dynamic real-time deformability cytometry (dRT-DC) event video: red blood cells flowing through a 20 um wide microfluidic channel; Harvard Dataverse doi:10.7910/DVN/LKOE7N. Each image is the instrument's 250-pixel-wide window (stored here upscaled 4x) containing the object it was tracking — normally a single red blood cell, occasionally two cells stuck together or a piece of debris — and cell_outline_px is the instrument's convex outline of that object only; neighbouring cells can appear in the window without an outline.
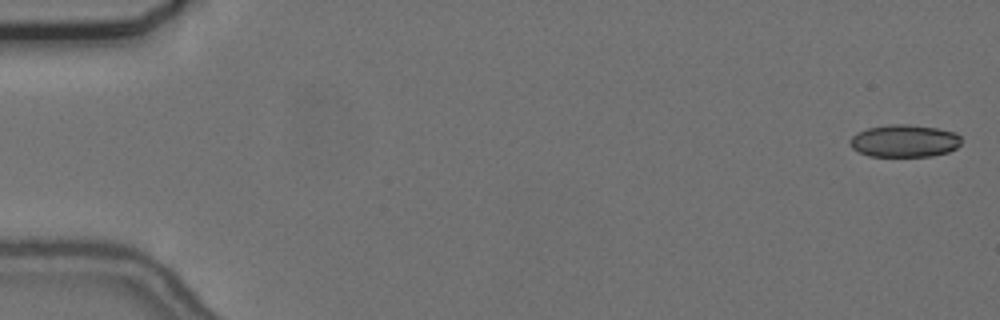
{"species": "common noctule bat (a hibernating species)", "species_latin": "Nyctalus noctula", "temperature_condition": "cold", "stored_images_in_passage": 57, "camera_frame_rate_fps": 3000, "um_per_image_px": 0.085, "animal": {"sex": "female", "body_mass_g": 24.6, "forearm_length_mm": 56.2}, "frame": {"image": 1, "passage_image": 2, "time_ms": 0.333, "image_size_px": [1000, 320], "cell_outline_px": [[960, 144], [956, 148], [948, 152], [932, 156], [868, 156], [852, 148], [848, 140], [856, 132], [868, 128], [888, 124], [908, 124], [936, 128], [956, 132], [960, 136]], "centroid_in_image_um": [76.86, 11.97], "position_along_channel_um": 8.1, "area_um2": 21.15}}
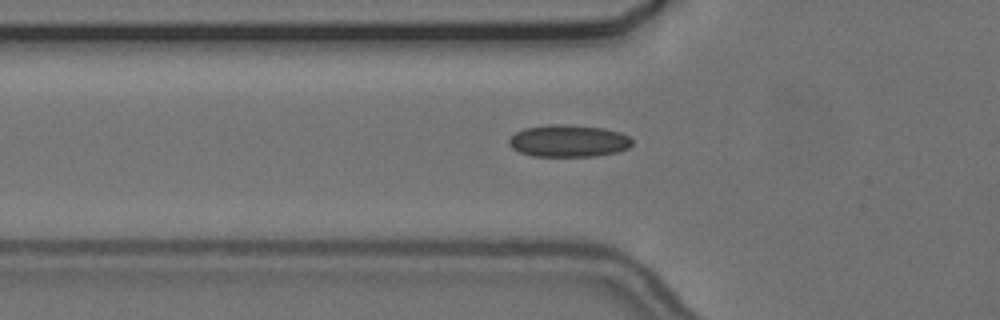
{"frame": {"image": 2, "passage_image": 20, "time_ms": 6.333, "image_size_px": [1000, 320], "cell_outline_px": [[632, 144], [628, 148], [616, 152], [596, 156], [532, 156], [520, 152], [512, 148], [508, 144], [508, 140], [516, 132], [524, 128], [548, 124], [568, 124], [604, 128], [620, 132], [628, 136], [632, 140]], "centroid_in_image_um": [48.31, 11.97], "position_along_channel_um": 77.5, "area_um2": 23.18}}
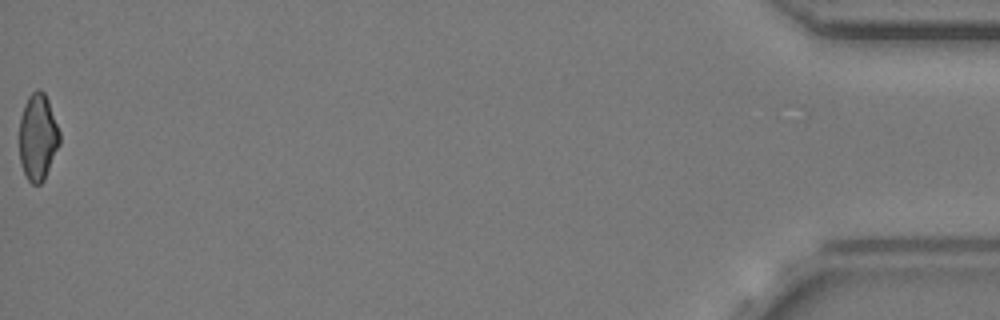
{"frame": {"image": 3, "passage_image": 57, "time_ms": 18.667, "image_size_px": [1000, 320], "cell_outline_px": [[60, 144], [44, 180], [40, 184], [32, 184], [28, 180], [24, 172], [20, 160], [20, 116], [24, 104], [28, 96], [36, 88], [40, 88], [44, 92], [48, 100], [60, 132]], "centroid_in_image_um": [3.22, 11.63], "position_along_channel_um": 432.0, "area_um2": 20.4}, "authors_computed_cell_mechanics": {"area_um2": 21.5594, "velocity_mm_per_s": 3.6718, "shape_relaxation_time_tau1_ms": null, "shape_relaxation_time_tau2_ms": 1.6718, "deformation_change_tau1": null, "deformation_change_tau2": 0.0817}}